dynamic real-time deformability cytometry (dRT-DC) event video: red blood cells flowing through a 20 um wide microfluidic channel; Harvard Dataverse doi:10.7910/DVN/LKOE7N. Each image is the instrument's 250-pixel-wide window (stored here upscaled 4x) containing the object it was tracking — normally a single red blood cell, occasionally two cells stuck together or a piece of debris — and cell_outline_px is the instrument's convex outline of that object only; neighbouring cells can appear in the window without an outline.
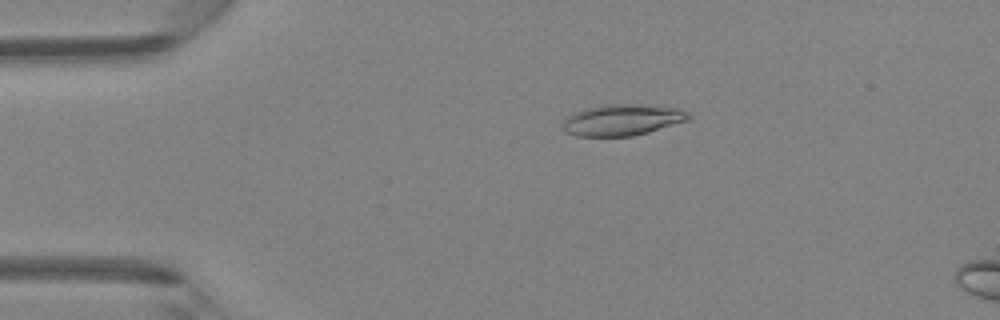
{"species": "Egyptian fruit bat (a non-hibernating species)", "species_latin": "Rousettus aegyptiacus", "temperature_condition": "room temperature", "stored_images_in_passage": 5, "camera_frame_rate_fps": 3000, "um_per_image_px": 0.085, "animal": {"sex": "female"}, "frame": {"image": 1, "passage_image": 3, "time_ms": 2.333, "image_size_px": [1000, 320], "cell_outline_px": [[692, 116], [688, 120], [648, 132], [632, 136], [576, 136], [564, 132], [564, 120], [568, 116], [576, 112], [588, 108], [608, 104], [636, 104], [676, 108], [688, 112]], "centroid_in_image_um": [52.9, 10.2], "position_along_channel_um": 32.1, "area_um2": 22.6}}